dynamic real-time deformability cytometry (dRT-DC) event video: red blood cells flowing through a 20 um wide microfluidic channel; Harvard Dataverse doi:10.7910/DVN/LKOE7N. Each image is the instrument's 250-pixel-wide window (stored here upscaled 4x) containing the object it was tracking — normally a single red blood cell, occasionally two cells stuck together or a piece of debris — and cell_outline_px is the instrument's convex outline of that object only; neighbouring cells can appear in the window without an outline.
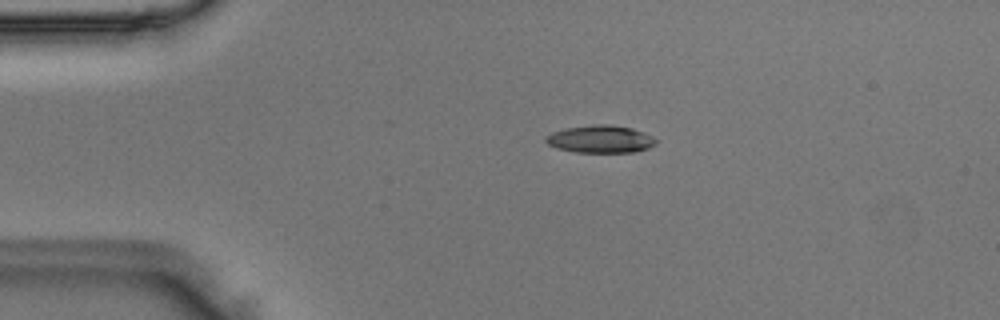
{"species": "Egyptian fruit bat (a non-hibernating species)", "species_latin": "Rousettus aegyptiacus", "temperature_condition": "room temperature", "stored_images_in_passage": 43, "camera_frame_rate_fps": 3000, "um_per_image_px": 0.085, "animal": {"sex": "male"}, "frame": {"image": 1, "passage_image": 3, "time_ms": 0.667, "image_size_px": [1000, 320], "cell_outline_px": [[656, 144], [648, 148], [636, 152], [576, 152], [556, 148], [548, 144], [544, 140], [544, 136], [552, 132], [564, 128], [592, 124], [608, 124], [632, 128], [644, 132], [652, 136], [656, 140]], "centroid_in_image_um": [51.01, 11.82], "position_along_channel_um": 34.0, "area_um2": 17.86}}
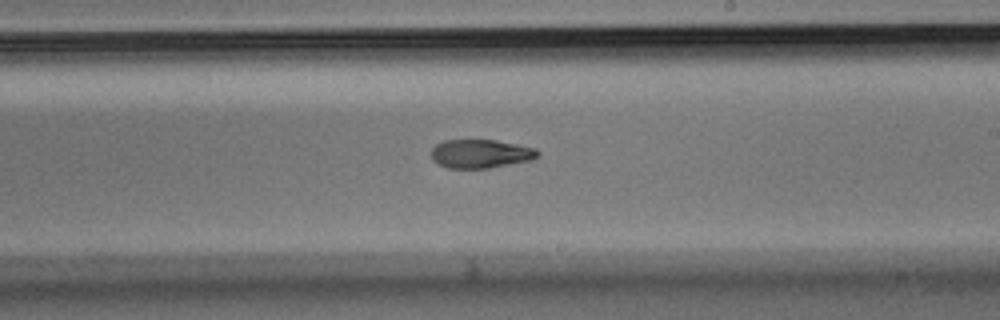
{"frame": {"image": 2, "passage_image": 22, "time_ms": 7.0, "image_size_px": [1000, 320], "cell_outline_px": [[540, 156], [532, 160], [488, 168], [448, 168], [432, 160], [432, 148], [436, 144], [444, 140], [496, 140], [536, 148], [540, 152]], "centroid_in_image_um": [40.88, 13.06], "position_along_channel_um": 248.1, "area_um2": 17.8}}
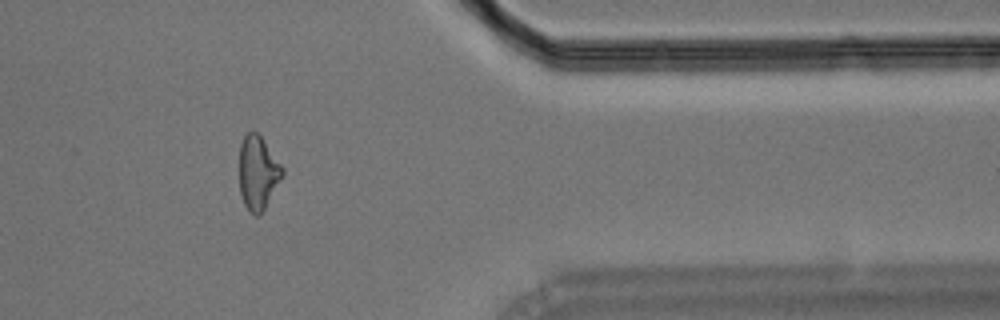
{"frame": {"image": 3, "passage_image": 34, "time_ms": 11.0, "image_size_px": [1000, 320], "cell_outline_px": [[284, 172], [260, 216], [256, 216], [248, 212], [244, 204], [240, 192], [240, 144], [244, 136], [248, 132], [256, 132], [264, 140], [284, 168]], "centroid_in_image_um": [21.91, 14.69], "position_along_channel_um": 389.5, "area_um2": 18.32}}